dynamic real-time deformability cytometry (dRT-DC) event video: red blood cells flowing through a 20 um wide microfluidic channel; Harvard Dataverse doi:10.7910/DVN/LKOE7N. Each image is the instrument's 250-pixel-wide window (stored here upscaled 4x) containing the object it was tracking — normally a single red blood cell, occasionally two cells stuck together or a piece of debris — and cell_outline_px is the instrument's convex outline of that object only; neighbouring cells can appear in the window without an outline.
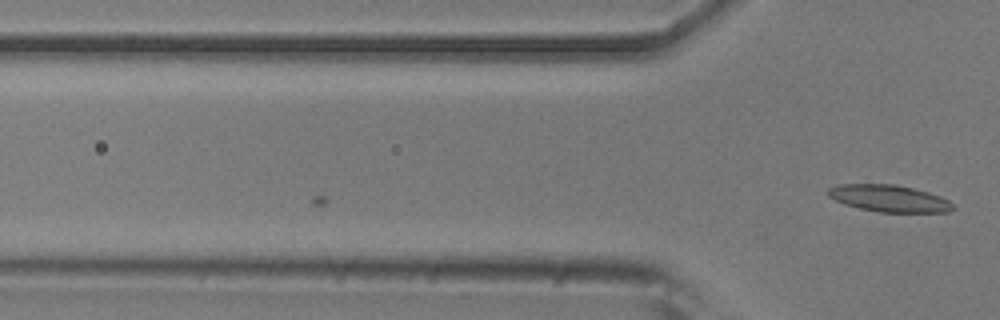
{"species": "common noctule bat (a hibernating species)", "species_latin": "Nyctalus noctula", "temperature_condition": "room temperature", "stored_images_in_passage": 15, "camera_frame_rate_fps": 3000, "um_per_image_px": 0.085, "animal": {"sex": "male", "body_mass_g": 20.5, "forearm_length_mm": 52.5}, "frame": {"image": 1, "passage_image": 15, "time_ms": 4.667, "image_size_px": [1000, 320], "cell_outline_px": [[956, 208], [948, 212], [876, 212], [844, 204], [828, 196], [828, 188], [836, 184], [896, 184], [928, 192], [940, 196], [948, 200]], "centroid_in_image_um": [75.57, 16.86], "position_along_channel_um": 50.2, "area_um2": 19.59}}